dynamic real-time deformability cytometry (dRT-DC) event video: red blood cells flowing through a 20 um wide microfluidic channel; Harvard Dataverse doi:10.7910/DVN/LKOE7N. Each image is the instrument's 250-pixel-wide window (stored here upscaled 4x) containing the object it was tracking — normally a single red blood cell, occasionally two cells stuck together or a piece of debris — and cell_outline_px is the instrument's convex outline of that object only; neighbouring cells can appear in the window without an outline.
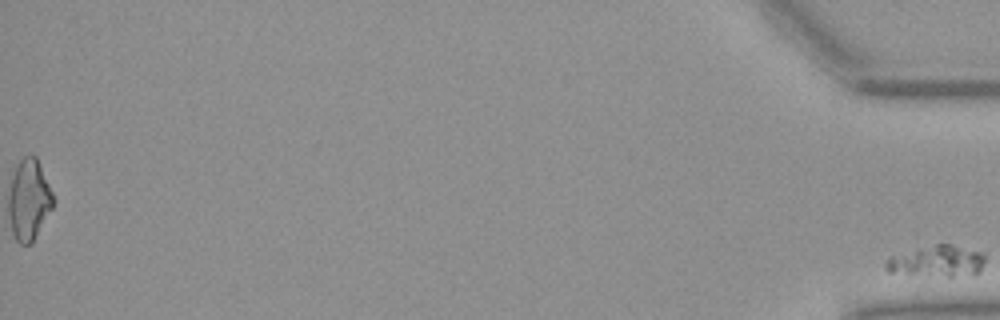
{"species": "Egyptian fruit bat (a non-hibernating species)", "species_latin": "Rousettus aegyptiacus", "temperature_condition": "warm", "stored_images_in_passage": 53, "segment_of_instrument_passage": [2, 2], "camera_frame_rate_fps": 3000, "um_per_image_px": 0.085, "animal": {"sex": "female"}, "frame": {"image": 1, "passage_image": 53, "time_ms": 17.333, "image_size_px": [1000, 320], "cell_outline_px": [[984, 264], [980, 272], [952, 276], [948, 276], [888, 272], [884, 268], [884, 264], [888, 256], [916, 248], [936, 244], [952, 244], [984, 252]], "centroid_in_image_um": [79.62, 22.17], "position_along_channel_um": 355.6, "area_um2": 18.15}}